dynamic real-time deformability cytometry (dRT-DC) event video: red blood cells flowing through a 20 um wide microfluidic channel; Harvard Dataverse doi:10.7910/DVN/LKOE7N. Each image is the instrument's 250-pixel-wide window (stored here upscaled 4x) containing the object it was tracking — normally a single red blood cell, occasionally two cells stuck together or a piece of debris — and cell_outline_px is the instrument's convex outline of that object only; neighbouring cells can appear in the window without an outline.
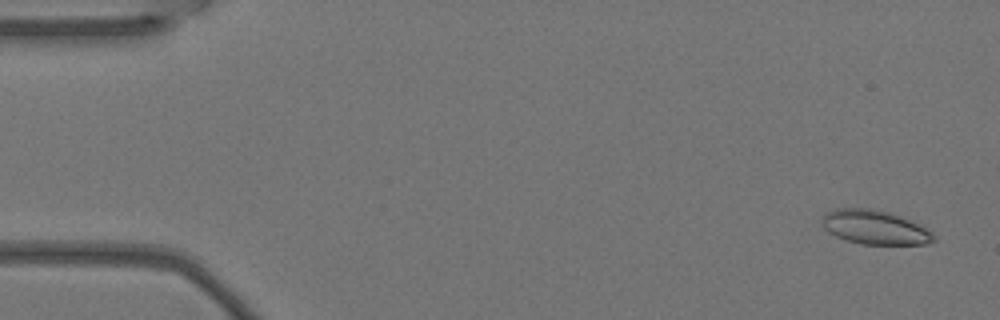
{"species": "Egyptian fruit bat (a non-hibernating species)", "species_latin": "Rousettus aegyptiacus", "temperature_condition": "warm", "stored_images_in_passage": 5, "camera_frame_rate_fps": 3000, "um_per_image_px": 0.085, "animal": {"sex": "female"}, "frame": {"image": 1, "passage_image": 1, "time_ms": 0.0, "image_size_px": [1000, 320], "cell_outline_px": [[936, 240], [924, 244], [860, 244], [844, 240], [828, 232], [824, 228], [824, 212], [836, 208], [868, 208], [888, 212], [900, 216], [932, 232], [936, 236]], "centroid_in_image_um": [74.33, 19.33], "position_along_channel_um": 10.7, "area_um2": 21.96}}
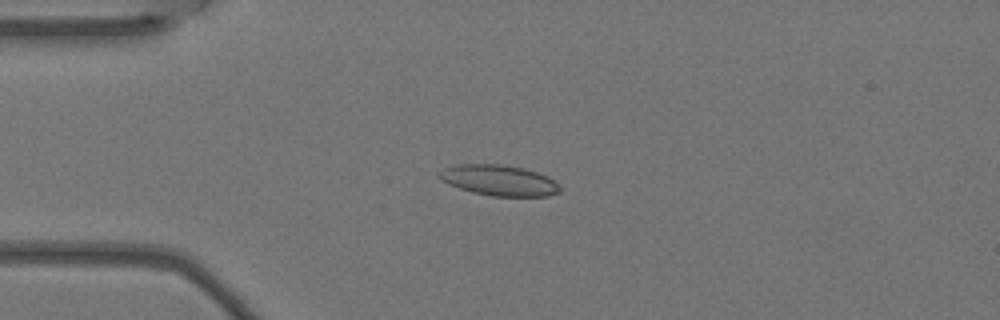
{"frame": {"image": 2, "passage_image": 4, "time_ms": 1.0, "image_size_px": [1000, 320], "cell_outline_px": [[564, 188], [560, 192], [548, 196], [492, 196], [472, 192], [448, 184], [440, 180], [436, 176], [436, 172], [444, 168], [456, 164], [500, 164], [524, 168], [548, 176], [560, 184]], "centroid_in_image_um": [42.42, 15.32], "position_along_channel_um": 42.6, "area_um2": 21.96}}